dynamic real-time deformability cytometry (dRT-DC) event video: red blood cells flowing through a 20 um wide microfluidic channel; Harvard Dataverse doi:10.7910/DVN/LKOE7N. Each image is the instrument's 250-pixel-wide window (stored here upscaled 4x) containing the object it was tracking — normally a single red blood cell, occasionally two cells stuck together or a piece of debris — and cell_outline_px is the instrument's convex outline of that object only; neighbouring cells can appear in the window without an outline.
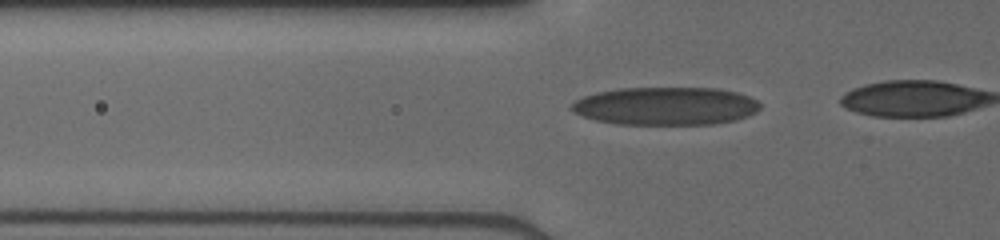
{"species": "human", "species_latin": "Homo sapiens", "temperature_condition": "cold", "stored_images_in_passage": 17, "camera_frame_rate_fps": 3000, "um_per_image_px": 0.085, "donor": {"sex": "male"}, "frame": {"image": 1, "passage_image": 15, "time_ms": 4.667, "image_size_px": [1000, 240], "cell_outline_px": [[760, 108], [756, 112], [748, 116], [732, 120], [712, 124], [616, 124], [596, 120], [572, 112], [568, 108], [576, 100], [584, 96], [596, 92], [620, 88], [716, 88], [736, 92], [748, 96], [756, 100], [760, 104]], "centroid_in_image_um": [56.55, 9.01], "position_along_channel_um": 69.2, "area_um2": 41.73}}